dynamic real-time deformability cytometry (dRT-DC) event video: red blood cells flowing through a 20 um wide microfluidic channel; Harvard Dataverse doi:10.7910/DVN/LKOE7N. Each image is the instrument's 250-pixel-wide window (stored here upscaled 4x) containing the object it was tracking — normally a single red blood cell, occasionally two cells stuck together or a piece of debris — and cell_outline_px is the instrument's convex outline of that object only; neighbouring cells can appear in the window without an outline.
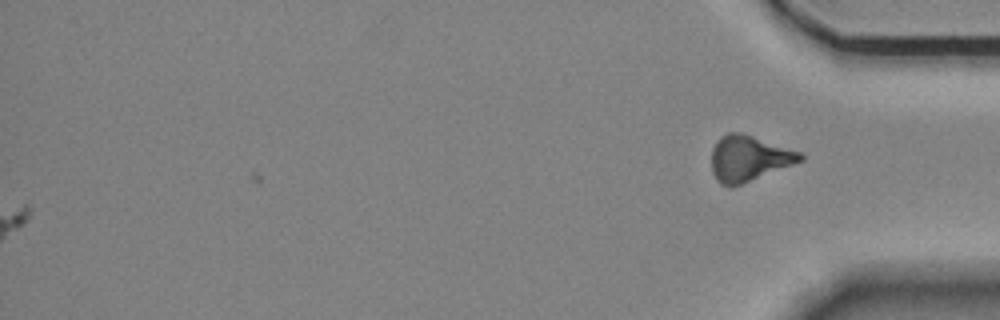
{"species": "Egyptian fruit bat (a non-hibernating species)", "species_latin": "Rousettus aegyptiacus", "temperature_condition": "room temperature", "stored_images_in_passage": 42, "camera_frame_rate_fps": 3000, "um_per_image_px": 0.085, "animal": {"sex": "female"}, "frame": {"image": 1, "passage_image": 42, "time_ms": 13.667, "image_size_px": [1000, 320], "cell_outline_px": [[804, 160], [732, 188], [728, 188], [720, 184], [716, 180], [712, 172], [712, 148], [716, 140], [720, 136], [728, 132], [740, 132], [800, 152], [804, 156]], "centroid_in_image_um": [63.6, 13.48], "position_along_channel_um": 371.6, "area_um2": 23.7}}